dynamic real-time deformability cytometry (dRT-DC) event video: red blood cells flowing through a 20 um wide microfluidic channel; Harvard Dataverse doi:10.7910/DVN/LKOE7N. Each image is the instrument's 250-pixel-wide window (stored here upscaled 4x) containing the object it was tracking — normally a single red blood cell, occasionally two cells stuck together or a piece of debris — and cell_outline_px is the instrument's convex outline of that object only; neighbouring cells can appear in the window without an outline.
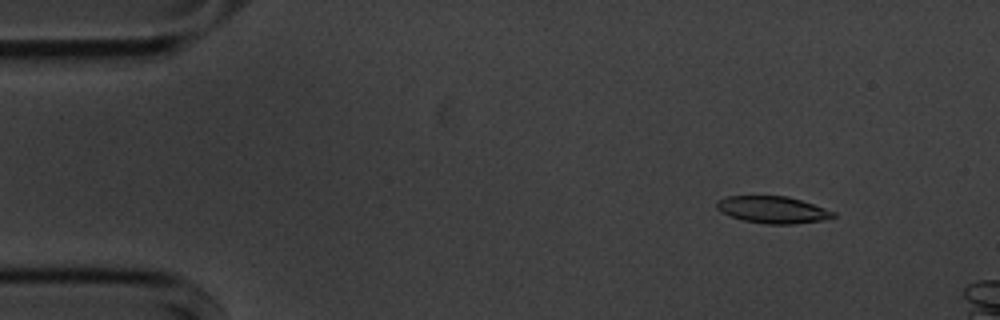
{"species": "common noctule bat (a hibernating species)", "species_latin": "Nyctalus noctula", "temperature_condition": "cold", "stored_images_in_passage": 52, "segment_of_instrument_passage": [1, 2], "camera_frame_rate_fps": 3000, "um_per_image_px": 0.085, "animal": {"sex": "male", "body_mass_g": 20.1, "forearm_length_mm": 53.5}, "frame": {"image": 1, "passage_image": 6, "time_ms": 1.667, "image_size_px": [1000, 320], "cell_outline_px": [[836, 216], [824, 220], [792, 224], [764, 224], [744, 220], [732, 216], [716, 208], [716, 200], [728, 196], [788, 196], [836, 212]], "centroid_in_image_um": [65.69, 17.82], "position_along_channel_um": 19.3, "area_um2": 18.15}}
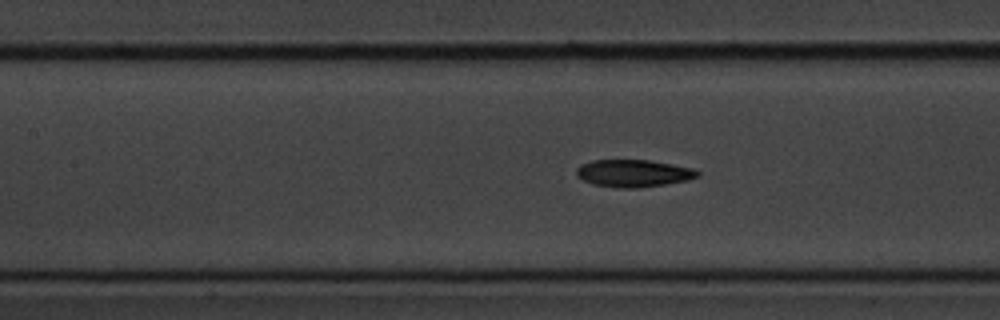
{"frame": {"image": 2, "passage_image": 24, "time_ms": 7.667, "image_size_px": [1000, 320], "cell_outline_px": [[700, 176], [688, 180], [664, 184], [636, 188], [620, 188], [592, 184], [576, 176], [576, 168], [580, 164], [592, 160], [648, 160], [672, 164], [692, 168], [700, 172]], "centroid_in_image_um": [53.82, 14.72], "position_along_channel_um": 153.6, "area_um2": 19.31}}
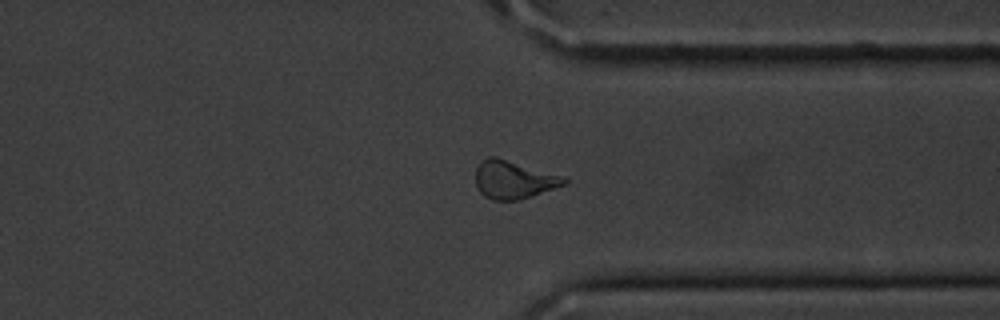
{"frame": {"image": 3, "passage_image": 42, "time_ms": 13.667, "image_size_px": [1000, 320], "cell_outline_px": [[568, 184], [532, 196], [516, 200], [492, 200], [484, 196], [476, 188], [476, 168], [488, 156], [496, 156], [568, 180]], "centroid_in_image_um": [43.59, 15.3], "position_along_channel_um": 367.8, "area_um2": 19.07}}